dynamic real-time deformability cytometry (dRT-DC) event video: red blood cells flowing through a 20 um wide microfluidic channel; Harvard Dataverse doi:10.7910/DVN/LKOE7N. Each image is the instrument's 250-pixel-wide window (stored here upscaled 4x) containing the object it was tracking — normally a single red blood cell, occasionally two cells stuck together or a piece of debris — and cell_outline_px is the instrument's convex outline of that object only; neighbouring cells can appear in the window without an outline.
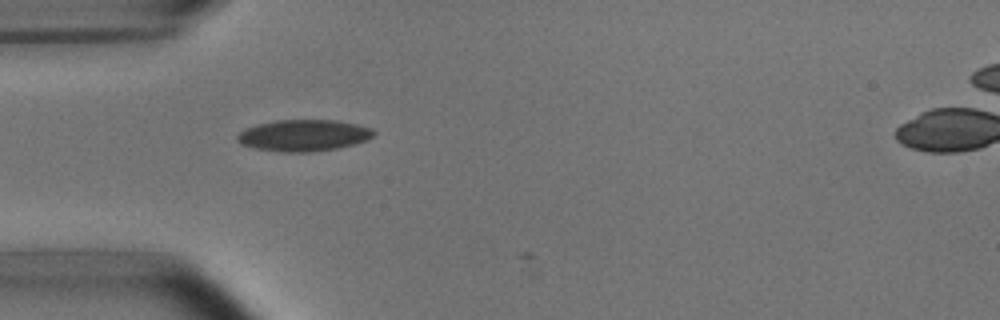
{"species": "common noctule bat (a hibernating species)", "species_latin": "Nyctalus noctula", "temperature_condition": "room temperature", "stored_images_in_passage": 4, "camera_frame_rate_fps": 3000, "um_per_image_px": 0.085, "animal": {"sex": "male", "body_mass_g": 15.6}, "frame": {"image": 1, "passage_image": 1, "time_ms": 0.0, "image_size_px": [1000, 320], "cell_outline_px": [[376, 132], [372, 136], [364, 140], [352, 144], [336, 148], [308, 152], [284, 152], [256, 148], [240, 144], [236, 140], [236, 136], [244, 128], [256, 124], [276, 120], [336, 120], [356, 124], [368, 128]], "centroid_in_image_um": [25.73, 11.5], "position_along_channel_um": 59.3, "area_um2": 24.8}}